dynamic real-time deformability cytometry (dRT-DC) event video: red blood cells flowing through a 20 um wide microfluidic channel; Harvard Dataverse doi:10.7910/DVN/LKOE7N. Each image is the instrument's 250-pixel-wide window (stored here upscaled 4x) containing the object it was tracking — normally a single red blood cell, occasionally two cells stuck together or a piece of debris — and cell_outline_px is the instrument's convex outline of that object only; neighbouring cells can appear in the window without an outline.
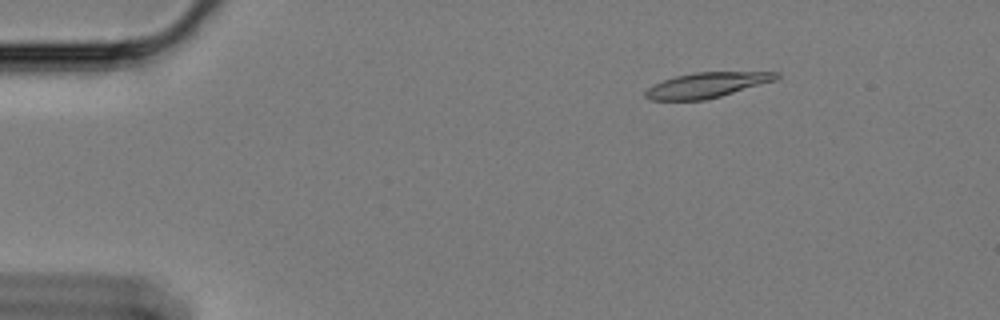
{"species": "Egyptian fruit bat (a non-hibernating species)", "species_latin": "Rousettus aegyptiacus", "temperature_condition": "cold", "stored_images_in_passage": 53, "camera_frame_rate_fps": 3000, "um_per_image_px": 0.085, "animal": {"sex": "female"}, "frame": {"image": 1, "passage_image": 2, "time_ms": 0.333, "image_size_px": [1000, 320], "cell_outline_px": [[780, 76], [776, 80], [720, 96], [704, 100], [652, 100], [644, 96], [644, 92], [652, 84], [676, 76], [692, 72], [780, 72]], "centroid_in_image_um": [60.06, 7.23], "position_along_channel_um": 24.9, "area_um2": 19.13}}
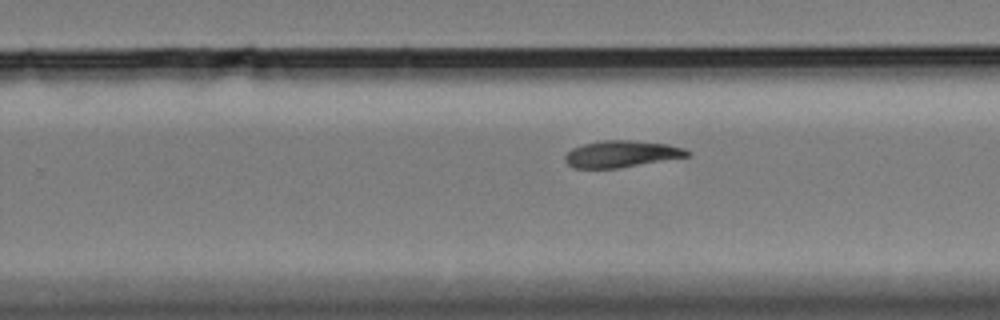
{"frame": {"image": 2, "passage_image": 31, "time_ms": 10.0, "image_size_px": [1000, 320], "cell_outline_px": [[692, 156], [616, 168], [572, 168], [564, 160], [564, 156], [572, 148], [584, 144], [600, 140], [632, 140], [668, 144], [684, 148], [692, 152]], "centroid_in_image_um": [52.85, 13.08], "position_along_channel_um": 277.0, "area_um2": 19.13}}
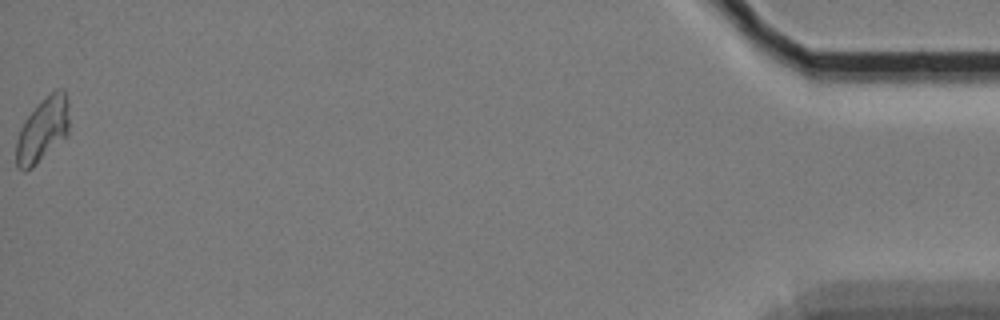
{"frame": {"image": 3, "passage_image": 53, "time_ms": 17.333, "image_size_px": [1000, 320], "cell_outline_px": [[68, 132], [32, 168], [24, 172], [16, 168], [16, 140], [20, 128], [28, 116], [56, 88], [64, 88], [68, 100]], "centroid_in_image_um": [3.6, 11.05], "position_along_channel_um": 431.6, "area_um2": 19.31}}